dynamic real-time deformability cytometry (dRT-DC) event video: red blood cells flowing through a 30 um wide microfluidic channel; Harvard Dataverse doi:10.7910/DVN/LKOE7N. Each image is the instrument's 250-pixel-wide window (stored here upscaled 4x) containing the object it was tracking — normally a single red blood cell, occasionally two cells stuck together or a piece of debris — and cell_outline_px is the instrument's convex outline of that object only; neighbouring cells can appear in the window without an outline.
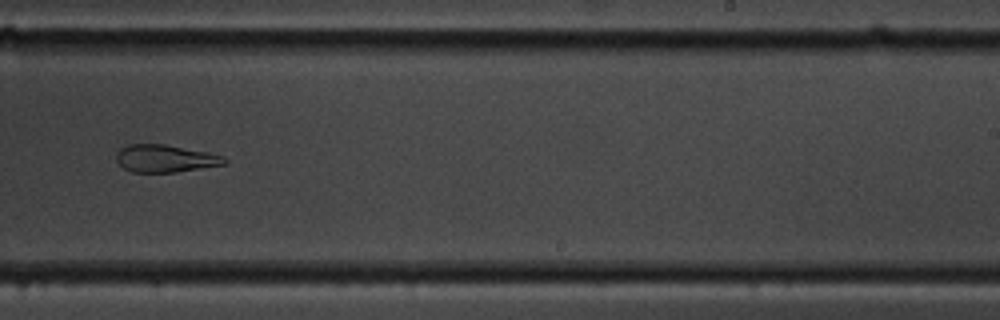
{"species": "common noctule bat (a hibernating species)", "species_latin": "Nyctalus noctula", "temperature_condition": "cold", "stored_images_in_passage": 42, "camera_frame_rate_fps": 3000, "um_per_image_px": 0.085, "animal": {"sex": "male", "body_mass_g": 19.5, "forearm_length_mm": 54.6}, "frame": {"image": 1, "passage_image": 24, "time_ms": 7.667, "image_size_px": [1000, 320], "cell_outline_px": [[228, 160], [224, 164], [176, 172], [132, 172], [124, 168], [116, 160], [116, 152], [120, 148], [128, 144], [164, 144], [208, 152], [224, 156]], "centroid_in_image_um": [14.02, 13.46], "position_along_channel_um": 275.0, "area_um2": 17.28}, "authors_computed_cell_mechanics": {"area_um2": 19.1318, "velocity_mm_per_s": 3.49, "shape_relaxation_time_tau1_ms": null, "shape_relaxation_time_tau2_ms": 4.3007, "deformation_change_tau1": null, "deformation_change_tau2": 0.1325}}